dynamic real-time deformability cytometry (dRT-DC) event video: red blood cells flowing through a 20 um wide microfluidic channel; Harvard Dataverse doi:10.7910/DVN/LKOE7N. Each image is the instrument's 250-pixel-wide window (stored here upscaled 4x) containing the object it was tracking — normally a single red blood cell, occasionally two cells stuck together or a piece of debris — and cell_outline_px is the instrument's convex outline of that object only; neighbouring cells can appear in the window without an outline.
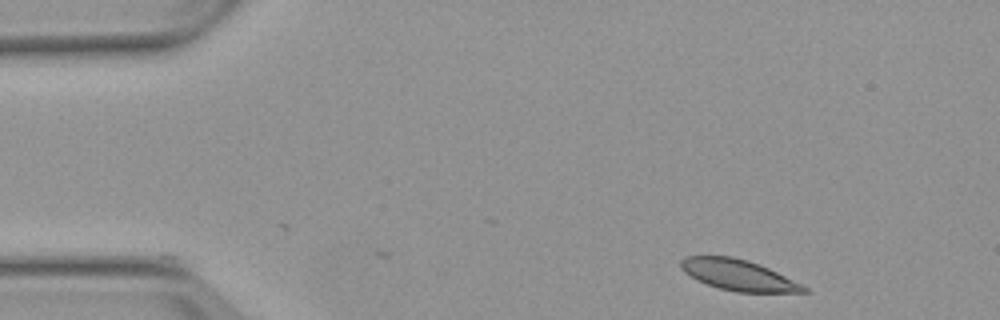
{"species": "Egyptian fruit bat (a non-hibernating species)", "species_latin": "Rousettus aegyptiacus", "temperature_condition": "warm", "stored_images_in_passage": 5, "camera_frame_rate_fps": 3000, "um_per_image_px": 0.085, "animal": {"sex": "female"}, "frame": {"image": 1, "passage_image": 1, "time_ms": 0.0, "image_size_px": [1000, 320], "cell_outline_px": [[808, 292], [736, 292], [720, 288], [696, 280], [684, 272], [680, 268], [680, 260], [684, 256], [732, 256], [748, 260], [760, 264], [808, 288]], "centroid_in_image_um": [62.7, 23.36], "position_along_channel_um": 22.3, "area_um2": 21.91}}
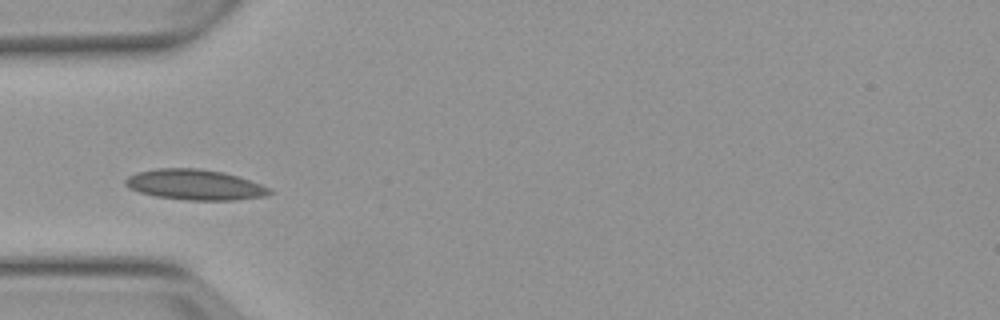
{"frame": {"image": 2, "passage_image": 4, "time_ms": 3.333, "image_size_px": [1000, 320], "cell_outline_px": [[272, 192], [264, 196], [236, 200], [188, 200], [156, 196], [140, 192], [128, 188], [124, 184], [124, 180], [128, 176], [136, 172], [156, 168], [200, 168], [224, 172], [272, 188]], "centroid_in_image_um": [16.53, 15.69], "position_along_channel_um": 68.5, "area_um2": 25.61}}
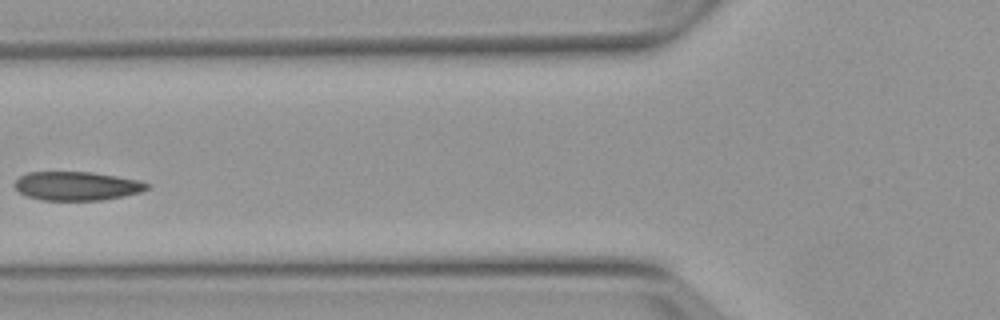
{"frame": {"image": 3, "passage_image": 5, "time_ms": 4.667, "image_size_px": [1000, 320], "cell_outline_px": [[148, 188], [140, 192], [124, 196], [100, 200], [40, 200], [28, 196], [20, 192], [12, 184], [20, 176], [28, 172], [92, 172], [140, 180], [148, 184]], "centroid_in_image_um": [6.51, 15.8], "position_along_channel_um": 119.3, "area_um2": 22.14}}